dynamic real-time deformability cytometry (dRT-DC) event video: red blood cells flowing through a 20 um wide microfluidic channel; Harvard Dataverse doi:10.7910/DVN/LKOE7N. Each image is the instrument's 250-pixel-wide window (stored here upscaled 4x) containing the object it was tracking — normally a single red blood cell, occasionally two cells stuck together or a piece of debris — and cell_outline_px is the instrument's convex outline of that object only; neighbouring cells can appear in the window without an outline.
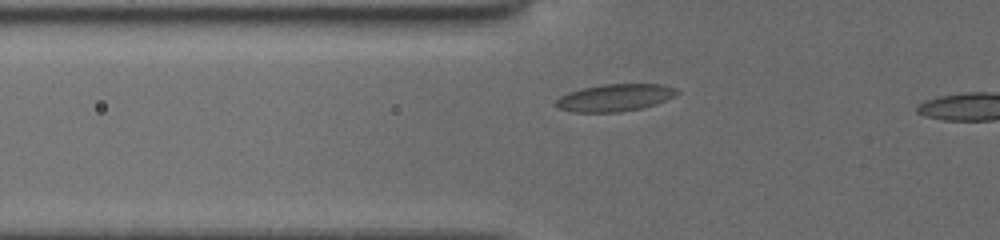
{"species": "common noctule bat (a hibernating species)", "species_latin": "Nyctalus noctula", "temperature_condition": "cold", "stored_images_in_passage": 7, "camera_frame_rate_fps": 3000, "um_per_image_px": 0.085, "animal": {"sex": "female", "body_mass_g": 19.5, "forearm_length_mm": 54.1}, "frame": {"image": 1, "passage_image": 5, "time_ms": 1.333, "image_size_px": [1000, 240], "cell_outline_px": [[680, 92], [676, 96], [656, 104], [640, 108], [620, 112], [572, 112], [560, 108], [556, 104], [556, 100], [560, 96], [568, 92], [580, 88], [604, 84], [660, 84], [676, 88]], "centroid_in_image_um": [52.28, 8.29], "position_along_channel_um": 73.5, "area_um2": 19.25}}